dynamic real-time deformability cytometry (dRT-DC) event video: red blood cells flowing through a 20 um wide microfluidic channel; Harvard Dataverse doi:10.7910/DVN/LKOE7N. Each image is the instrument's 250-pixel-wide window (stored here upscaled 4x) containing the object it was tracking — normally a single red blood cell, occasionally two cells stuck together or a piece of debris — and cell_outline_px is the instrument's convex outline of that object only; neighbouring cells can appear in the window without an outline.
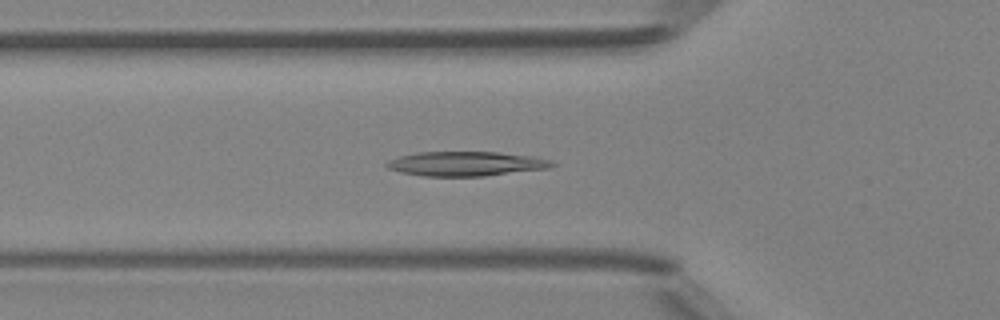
{"species": "Egyptian fruit bat (a non-hibernating species)", "species_latin": "Rousettus aegyptiacus", "temperature_condition": "room temperature", "stored_images_in_passage": 49, "camera_frame_rate_fps": 3000, "um_per_image_px": 0.085, "animal": {"sex": "female"}, "frame": {"image": 1, "passage_image": 17, "time_ms": 5.333, "image_size_px": [1000, 320], "cell_outline_px": [[556, 164], [548, 168], [484, 176], [424, 176], [400, 172], [388, 168], [384, 164], [400, 156], [420, 152], [496, 152], [532, 156], [552, 160]], "centroid_in_image_um": [39.63, 13.92], "position_along_channel_um": 86.2, "area_um2": 23.35}}
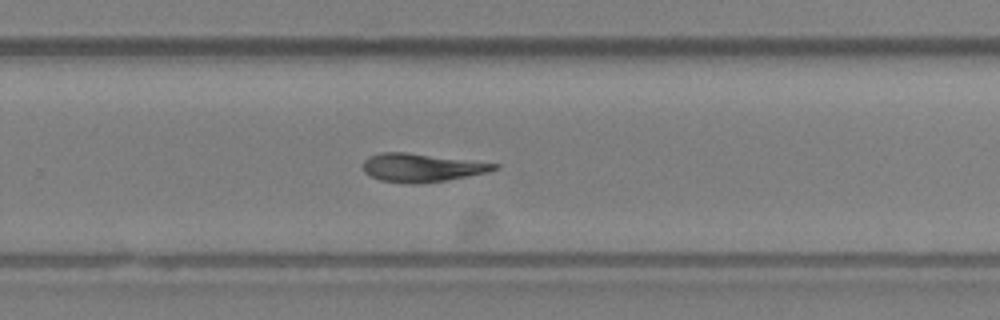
{"frame": {"image": 2, "passage_image": 32, "time_ms": 10.333, "image_size_px": [1000, 320], "cell_outline_px": [[500, 168], [488, 172], [444, 180], [416, 184], [412, 184], [380, 180], [364, 172], [364, 160], [368, 156], [380, 152], [404, 152], [500, 164]], "centroid_in_image_um": [35.83, 14.24], "position_along_channel_um": 294.0, "area_um2": 21.39}}
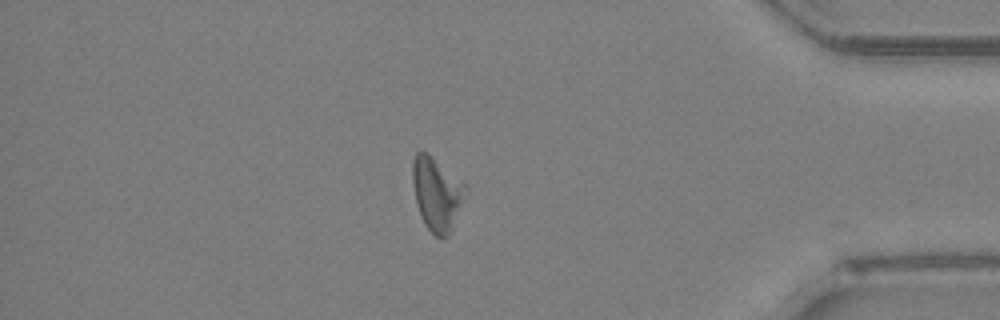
{"frame": {"image": 3, "passage_image": 42, "time_ms": 13.667, "image_size_px": [1000, 320], "cell_outline_px": [[468, 192], [452, 228], [448, 236], [436, 236], [428, 228], [416, 204], [412, 184], [412, 160], [416, 152], [428, 152], [464, 184], [468, 188]], "centroid_in_image_um": [37.13, 16.44], "position_along_channel_um": 398.1, "area_um2": 22.43}, "authors_computed_cell_mechanics": {"area_um2": 22.4264, "velocity_mm_per_s": 4.1677, "shape_relaxation_time_tau1_ms": null, "shape_relaxation_time_tau2_ms": 5.1767, "deformation_change_tau1": null, "deformation_change_tau2": 0.1551}}